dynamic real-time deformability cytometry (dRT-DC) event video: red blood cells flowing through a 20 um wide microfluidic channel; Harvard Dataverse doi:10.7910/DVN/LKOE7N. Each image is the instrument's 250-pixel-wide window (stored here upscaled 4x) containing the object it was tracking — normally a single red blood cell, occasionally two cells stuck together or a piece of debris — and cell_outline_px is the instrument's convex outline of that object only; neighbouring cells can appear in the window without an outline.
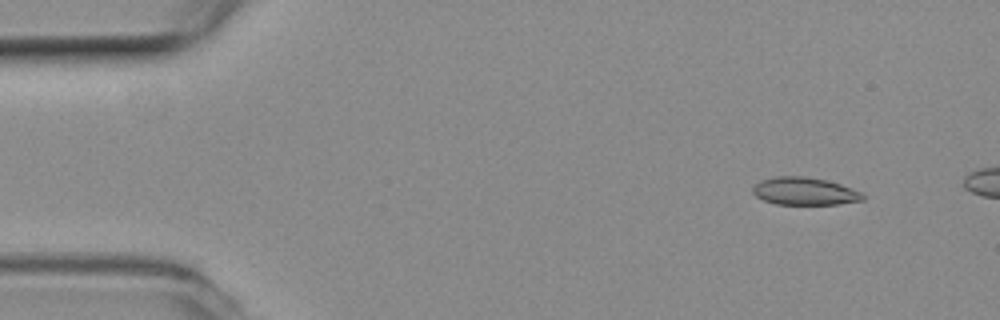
{"species": "common noctule bat (a hibernating species)", "species_latin": "Nyctalus noctula", "temperature_condition": "room temperature", "stored_images_in_passage": 4, "camera_frame_rate_fps": 3000, "um_per_image_px": 0.085, "animal": {"sex": "female", "body_mass_g": 19.3, "forearm_length_mm": 54.1}, "frame": {"image": 1, "passage_image": 1, "time_ms": 0.0, "image_size_px": [1000, 320], "cell_outline_px": [[864, 200], [840, 204], [776, 204], [764, 200], [756, 196], [752, 192], [752, 188], [760, 180], [776, 176], [804, 176], [828, 180], [864, 192]], "centroid_in_image_um": [68.42, 16.25], "position_along_channel_um": 16.6, "area_um2": 17.86}}